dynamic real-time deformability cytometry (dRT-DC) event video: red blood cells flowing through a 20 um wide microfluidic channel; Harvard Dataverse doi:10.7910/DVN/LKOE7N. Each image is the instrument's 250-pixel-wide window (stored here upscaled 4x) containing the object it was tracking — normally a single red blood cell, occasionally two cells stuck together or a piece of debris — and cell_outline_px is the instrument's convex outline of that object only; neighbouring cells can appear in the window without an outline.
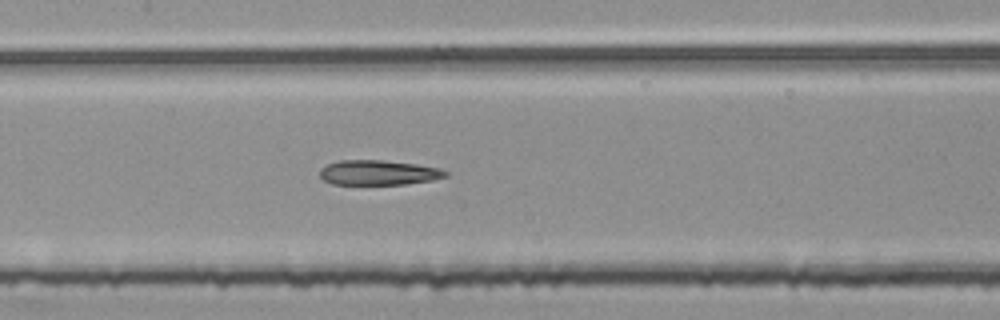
{"species": "common noctule bat (a hibernating species)", "species_latin": "Nyctalus noctula", "temperature_condition": "room temperature", "stored_images_in_passage": 54, "segment_of_instrument_passage": [2, 2], "camera_frame_rate_fps": 3000, "um_per_image_px": 0.085, "animal": {"sex": "female", "body_mass_g": 25.1}, "frame": {"image": 1, "passage_image": 26, "time_ms": 8.333, "image_size_px": [1000, 320], "cell_outline_px": [[448, 176], [432, 180], [404, 184], [332, 184], [324, 180], [320, 176], [320, 168], [336, 160], [384, 160], [416, 164], [440, 168], [448, 172]], "centroid_in_image_um": [32.16, 14.66], "position_along_channel_um": 175.2, "area_um2": 18.26}}
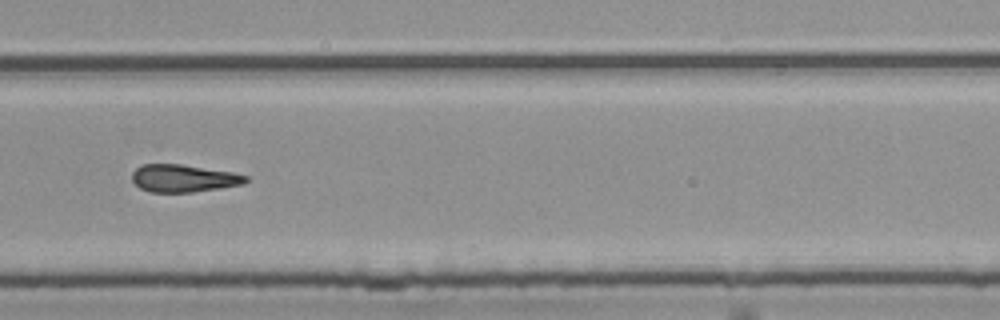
{"frame": {"image": 2, "passage_image": 37, "time_ms": 12.0, "image_size_px": [1000, 320], "cell_outline_px": [[248, 180], [244, 184], [220, 188], [192, 192], [148, 192], [140, 188], [132, 180], [132, 172], [140, 164], [180, 164], [232, 172], [248, 176]], "centroid_in_image_um": [15.58, 15.15], "position_along_channel_um": 314.2, "area_um2": 18.26}}
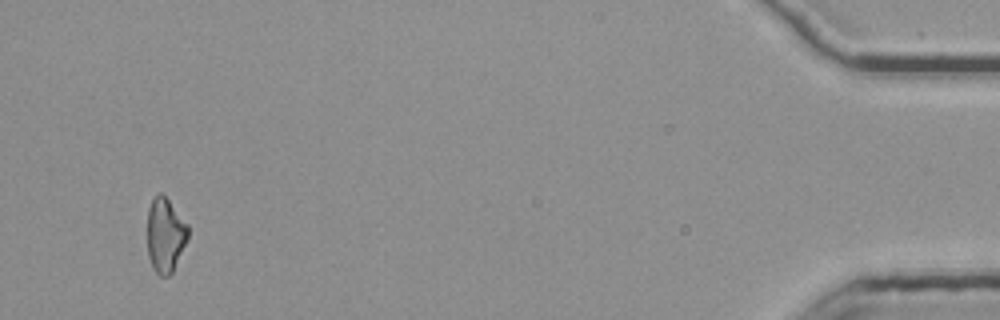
{"frame": {"image": 3, "passage_image": 52, "time_ms": 17.0, "image_size_px": [1000, 320], "cell_outline_px": [[188, 240], [172, 272], [168, 276], [160, 276], [156, 272], [148, 256], [148, 208], [156, 192], [160, 192], [168, 200], [188, 224]], "centroid_in_image_um": [14.05, 19.97], "position_along_channel_um": 421.1, "area_um2": 17.57}}